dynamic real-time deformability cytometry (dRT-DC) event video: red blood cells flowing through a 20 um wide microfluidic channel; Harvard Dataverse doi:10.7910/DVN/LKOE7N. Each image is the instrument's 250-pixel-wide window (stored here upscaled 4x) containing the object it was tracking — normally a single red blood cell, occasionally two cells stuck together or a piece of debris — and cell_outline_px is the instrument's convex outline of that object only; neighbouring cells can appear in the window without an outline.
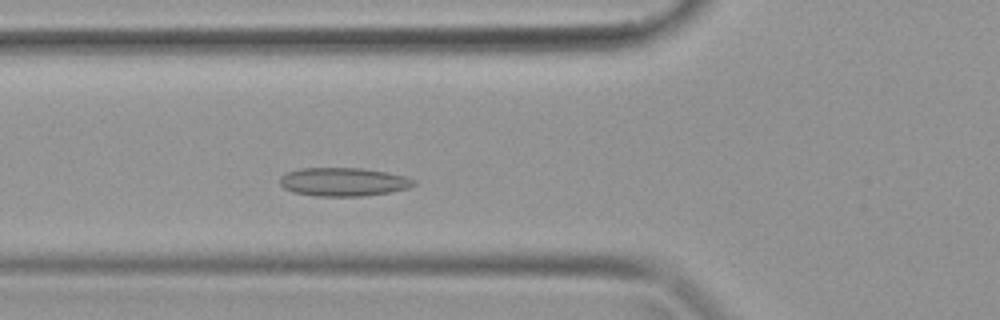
{"species": "common noctule bat (a hibernating species)", "species_latin": "Nyctalus noctula", "temperature_condition": "warm", "stored_images_in_passage": 34, "camera_frame_rate_fps": 3000, "um_per_image_px": 0.085, "animal": {"sex": "female", "body_mass_g": 19.9}, "frame": {"image": 1, "passage_image": 9, "time_ms": 2.667, "image_size_px": [1000, 320], "cell_outline_px": [[416, 184], [408, 188], [388, 192], [360, 196], [316, 196], [292, 192], [284, 188], [280, 184], [280, 176], [288, 172], [300, 168], [364, 168], [404, 176], [416, 180]], "centroid_in_image_um": [29.16, 15.46], "position_along_channel_um": 96.6, "area_um2": 22.14}}
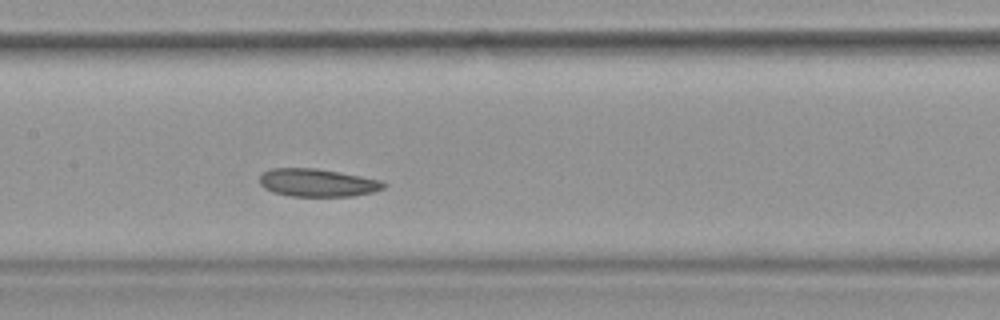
{"frame": {"image": 2, "passage_image": 14, "time_ms": 4.333, "image_size_px": [1000, 320], "cell_outline_px": [[384, 188], [372, 192], [352, 196], [292, 196], [272, 192], [264, 188], [260, 184], [260, 176], [264, 172], [272, 168], [316, 168], [340, 172], [380, 180], [384, 184]], "centroid_in_image_um": [26.95, 15.53], "position_along_channel_um": 180.5, "area_um2": 20.0}}
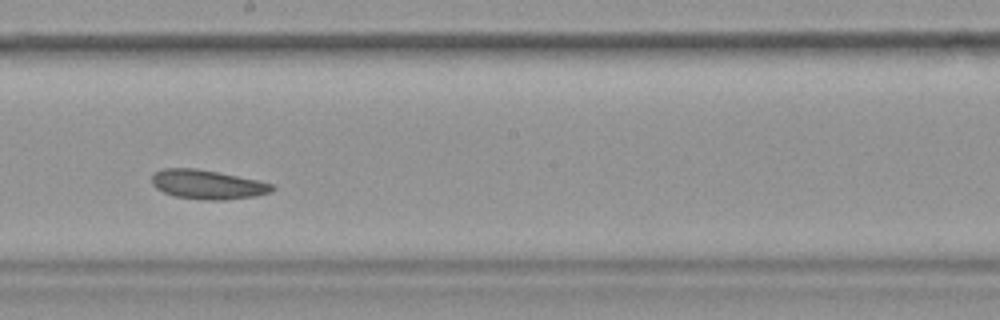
{"frame": {"image": 3, "passage_image": 17, "time_ms": 5.333, "image_size_px": [1000, 320], "cell_outline_px": [[276, 188], [272, 192], [256, 196], [224, 200], [204, 200], [176, 196], [164, 192], [156, 188], [152, 184], [152, 172], [164, 168], [196, 168], [256, 180], [272, 184]], "centroid_in_image_um": [17.62, 15.68], "position_along_channel_um": 230.6, "area_um2": 20.4}}